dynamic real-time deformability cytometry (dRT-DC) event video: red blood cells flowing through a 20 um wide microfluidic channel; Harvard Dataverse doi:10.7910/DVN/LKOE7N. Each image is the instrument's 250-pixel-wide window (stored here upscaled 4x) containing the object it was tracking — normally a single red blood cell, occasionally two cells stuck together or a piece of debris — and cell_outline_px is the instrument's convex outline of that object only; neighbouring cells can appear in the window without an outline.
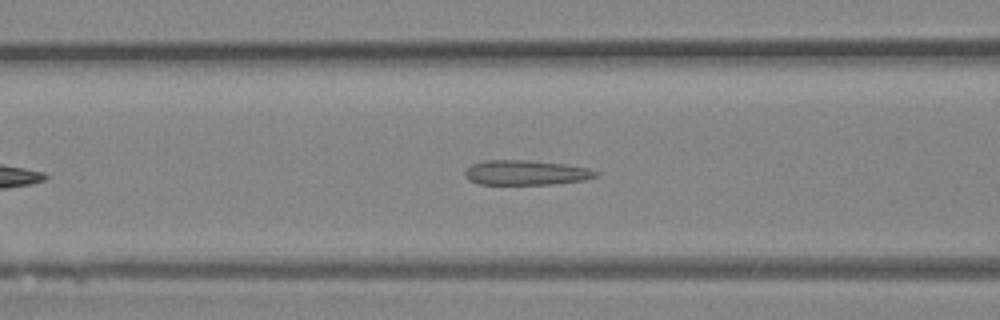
{"species": "Egyptian fruit bat (a non-hibernating species)", "species_latin": "Rousettus aegyptiacus", "temperature_condition": "room temperature", "stored_images_in_passage": 38, "camera_frame_rate_fps": 3000, "um_per_image_px": 0.085, "animal": {"sex": "female"}, "frame": {"image": 1, "passage_image": 10, "time_ms": 3.0, "image_size_px": [1000, 320], "cell_outline_px": [[600, 176], [584, 180], [552, 184], [480, 184], [468, 180], [464, 176], [464, 172], [472, 164], [484, 160], [528, 160], [564, 164], [588, 168], [600, 172]], "centroid_in_image_um": [44.72, 14.67], "position_along_channel_um": 121.9, "area_um2": 19.02}}
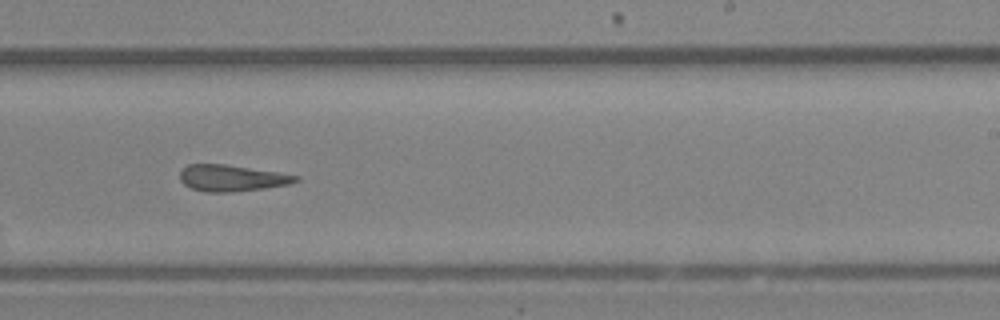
{"frame": {"image": 2, "passage_image": 20, "time_ms": 6.333, "image_size_px": [1000, 320], "cell_outline_px": [[300, 180], [288, 184], [264, 188], [228, 192], [204, 192], [192, 188], [184, 184], [180, 180], [180, 172], [188, 164], [224, 164], [276, 172], [300, 176]], "centroid_in_image_um": [19.68, 15.13], "position_along_channel_um": 269.3, "area_um2": 17.57}}
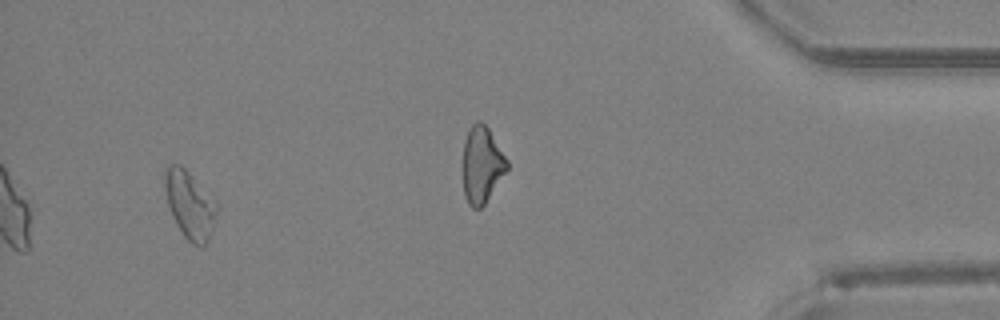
{"frame": {"image": 3, "passage_image": 35, "time_ms": 11.333, "image_size_px": [1000, 320], "cell_outline_px": [[216, 212], [212, 228], [208, 240], [204, 244], [192, 244], [184, 236], [176, 224], [172, 216], [168, 204], [164, 188], [164, 168], [168, 164], [180, 164], [216, 200]], "centroid_in_image_um": [16.09, 17.35], "position_along_channel_um": 419.1, "area_um2": 20.17}}